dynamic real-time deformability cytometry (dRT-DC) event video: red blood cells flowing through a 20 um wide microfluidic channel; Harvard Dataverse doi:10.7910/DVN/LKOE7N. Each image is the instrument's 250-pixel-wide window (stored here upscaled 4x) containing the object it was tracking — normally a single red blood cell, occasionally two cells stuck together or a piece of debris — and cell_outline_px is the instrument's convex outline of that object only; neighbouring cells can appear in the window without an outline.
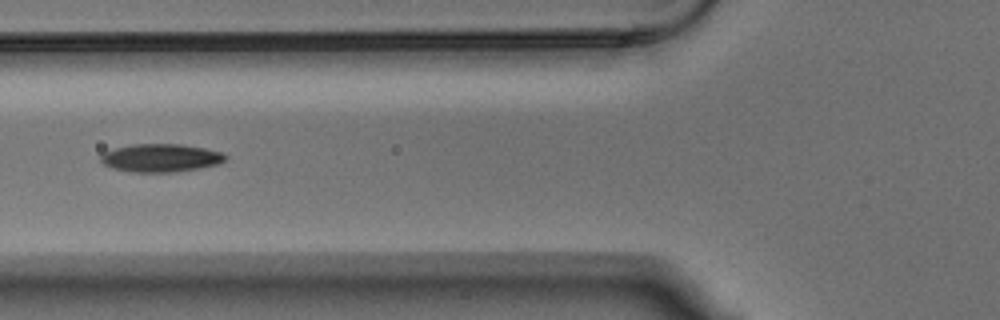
{"species": "Egyptian fruit bat (a non-hibernating species)", "species_latin": "Rousettus aegyptiacus", "temperature_condition": "warm", "stored_images_in_passage": 8, "camera_frame_rate_fps": 3000, "um_per_image_px": 0.085, "animal": {"sex": "male"}, "frame": {"image": 1, "passage_image": 3, "time_ms": 0.667, "image_size_px": [1000, 320], "cell_outline_px": [[228, 156], [220, 164], [200, 168], [176, 172], [132, 172], [112, 168], [104, 164], [100, 160], [100, 156], [104, 152], [116, 148], [132, 144], [180, 144], [204, 148], [220, 152]], "centroid_in_image_um": [13.67, 13.43], "position_along_channel_um": 112.1, "area_um2": 20.4}}
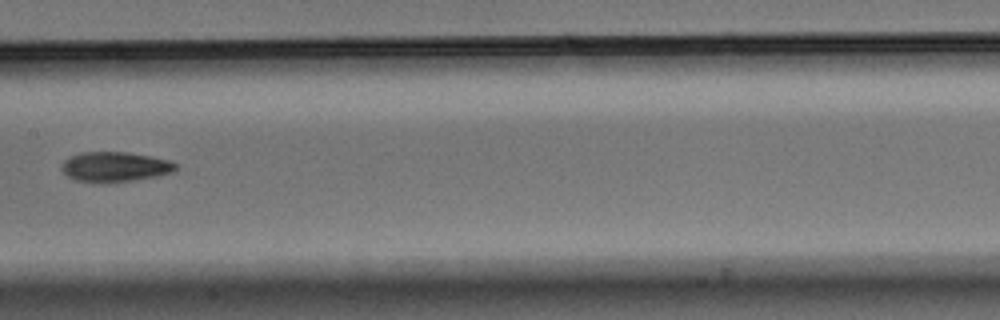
{"frame": {"image": 2, "passage_image": 5, "time_ms": 1.333, "image_size_px": [1000, 320], "cell_outline_px": [[176, 168], [172, 172], [160, 176], [136, 180], [108, 184], [92, 184], [76, 180], [68, 176], [60, 168], [60, 164], [68, 156], [80, 152], [128, 152], [152, 156], [168, 160], [176, 164]], "centroid_in_image_um": [9.72, 14.2], "position_along_channel_um": 197.7, "area_um2": 20.58}}
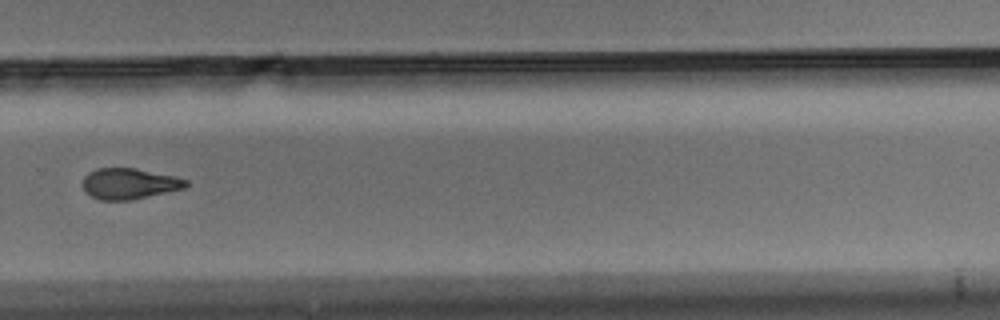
{"frame": {"image": 3, "passage_image": 8, "time_ms": 2.333, "image_size_px": [1000, 320], "cell_outline_px": [[188, 184], [184, 188], [132, 200], [100, 200], [92, 196], [84, 188], [84, 176], [88, 172], [96, 168], [136, 168], [172, 176], [188, 180]], "centroid_in_image_um": [10.98, 15.61], "position_along_channel_um": 318.8, "area_um2": 18.32}}